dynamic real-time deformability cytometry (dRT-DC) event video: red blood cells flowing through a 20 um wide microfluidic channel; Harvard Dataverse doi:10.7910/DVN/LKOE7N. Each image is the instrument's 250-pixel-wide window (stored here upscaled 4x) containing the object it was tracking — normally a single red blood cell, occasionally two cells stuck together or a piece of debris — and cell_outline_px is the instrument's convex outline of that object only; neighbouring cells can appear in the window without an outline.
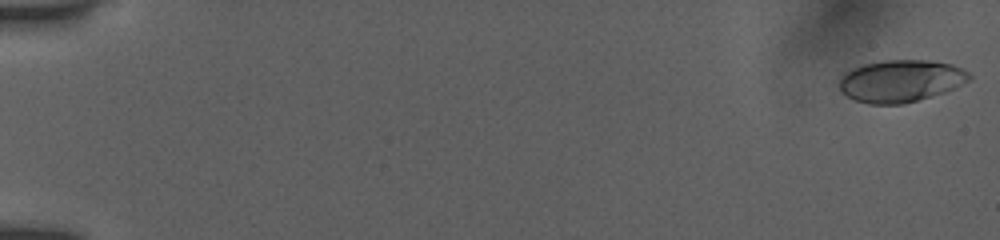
{"species": "human", "species_latin": "Homo sapiens", "temperature_condition": "room temperature", "stored_images_in_passage": 54, "camera_frame_rate_fps": 3000, "um_per_image_px": 0.085, "donor": {"sex": "female"}, "frame": {"image": 1, "passage_image": 1, "time_ms": 0.0, "image_size_px": [1000, 240], "cell_outline_px": [[972, 76], [968, 80], [944, 92], [932, 96], [904, 104], [868, 104], [856, 100], [840, 92], [836, 84], [840, 76], [844, 72], [852, 68], [864, 64], [884, 60], [928, 60], [952, 64], [964, 68]], "centroid_in_image_um": [76.5, 6.87], "position_along_channel_um": 8.5, "area_um2": 32.19}}
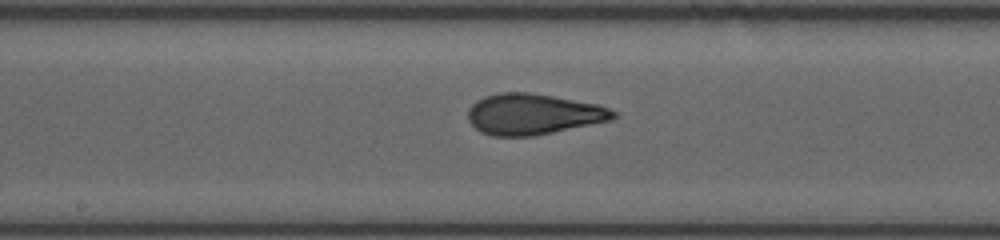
{"frame": {"image": 2, "passage_image": 30, "time_ms": 9.667, "image_size_px": [1000, 240], "cell_outline_px": [[616, 116], [612, 120], [532, 136], [492, 136], [480, 132], [468, 120], [468, 108], [472, 104], [484, 96], [500, 92], [528, 92], [552, 96], [596, 104], [608, 108], [616, 112]], "centroid_in_image_um": [45.28, 9.7], "position_along_channel_um": 202.9, "area_um2": 34.39}}
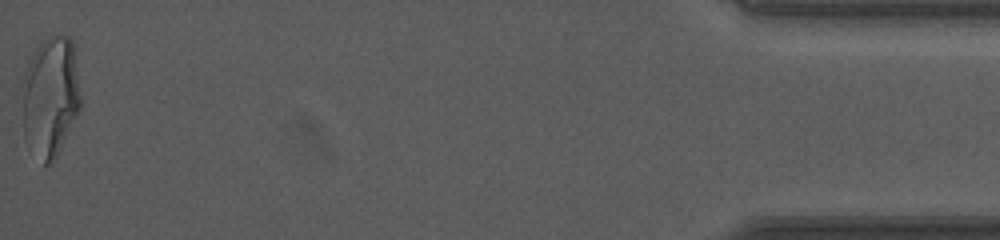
{"frame": {"image": 3, "passage_image": 54, "time_ms": 17.667, "image_size_px": [1000, 240], "cell_outline_px": [[80, 108], [56, 156], [48, 164], [44, 164], [24, 140], [20, 84], [24, 72], [32, 56], [40, 44], [48, 36], [68, 36], [72, 40], [80, 92]], "centroid_in_image_um": [4.24, 8.21], "position_along_channel_um": 431.0, "area_um2": 40.81}, "authors_computed_cell_mechanics": {"area_um2": 33.8708, "velocity_mm_per_s": 3.9306, "shape_relaxation_time_tau1_ms": 6.9935, "shape_relaxation_time_tau2_ms": 1.0085, "deformation_change_tau1": 0.2289, "deformation_change_tau2": 0.081}}